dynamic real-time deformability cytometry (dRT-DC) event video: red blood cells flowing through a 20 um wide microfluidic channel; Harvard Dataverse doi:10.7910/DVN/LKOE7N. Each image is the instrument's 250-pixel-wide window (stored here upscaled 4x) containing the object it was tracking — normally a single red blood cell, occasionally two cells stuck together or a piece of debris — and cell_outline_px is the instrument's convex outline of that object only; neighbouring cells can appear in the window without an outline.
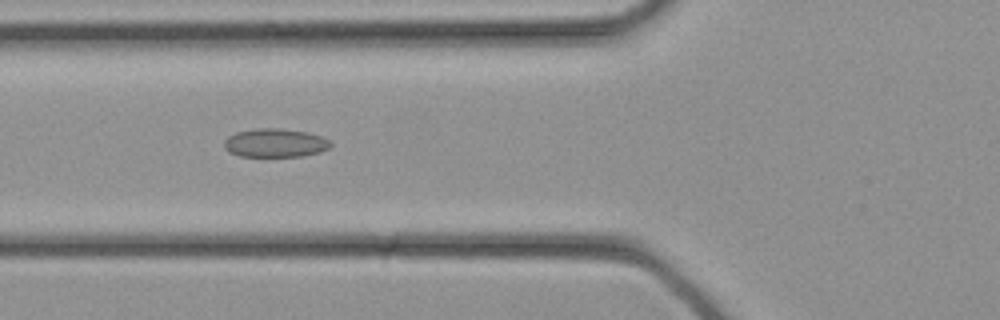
{"species": "common noctule bat (a hibernating species)", "species_latin": "Nyctalus noctula", "temperature_condition": "cold", "stored_images_in_passage": 26, "camera_frame_rate_fps": 3000, "um_per_image_px": 0.085, "animal": {"sex": "female", "body_mass_g": 21.9}, "frame": {"image": 1, "passage_image": 5, "time_ms": 1.333, "image_size_px": [1000, 320], "cell_outline_px": [[332, 144], [328, 148], [320, 152], [304, 156], [240, 156], [228, 152], [224, 148], [224, 140], [228, 136], [236, 132], [256, 128], [280, 128], [308, 132], [332, 140]], "centroid_in_image_um": [23.39, 12.14], "position_along_channel_um": 102.4, "area_um2": 17.92}}
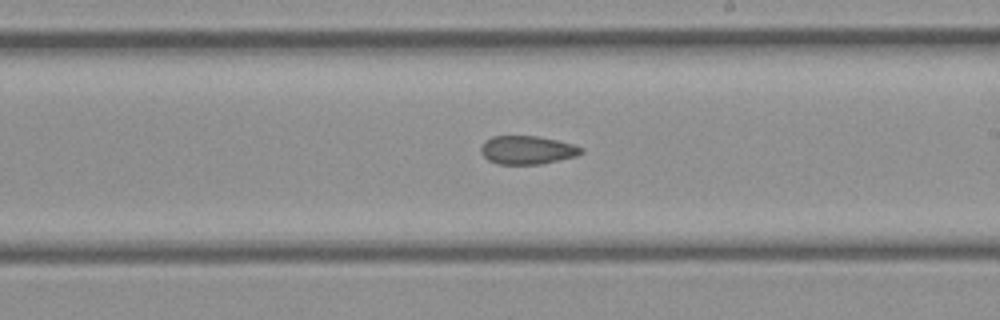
{"frame": {"image": 2, "passage_image": 12, "time_ms": 3.667, "image_size_px": [1000, 320], "cell_outline_px": [[584, 152], [576, 156], [540, 164], [496, 164], [488, 160], [480, 152], [480, 148], [484, 140], [492, 136], [536, 136], [556, 140], [572, 144], [584, 148]], "centroid_in_image_um": [44.79, 12.75], "position_along_channel_um": 244.2, "area_um2": 16.65}}
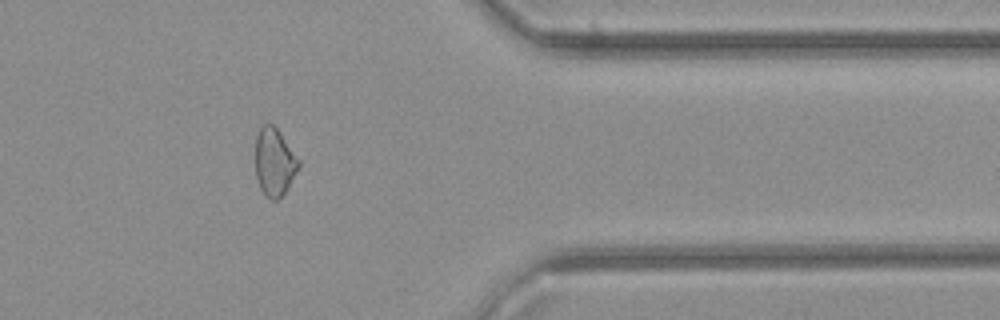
{"frame": {"image": 3, "passage_image": 20, "time_ms": 6.333, "image_size_px": [1000, 320], "cell_outline_px": [[300, 164], [288, 188], [276, 200], [272, 200], [260, 188], [256, 176], [256, 136], [260, 128], [264, 124], [272, 124], [280, 132], [300, 160]], "centroid_in_image_um": [23.33, 13.75], "position_along_channel_um": 388.1, "area_um2": 16.82}}